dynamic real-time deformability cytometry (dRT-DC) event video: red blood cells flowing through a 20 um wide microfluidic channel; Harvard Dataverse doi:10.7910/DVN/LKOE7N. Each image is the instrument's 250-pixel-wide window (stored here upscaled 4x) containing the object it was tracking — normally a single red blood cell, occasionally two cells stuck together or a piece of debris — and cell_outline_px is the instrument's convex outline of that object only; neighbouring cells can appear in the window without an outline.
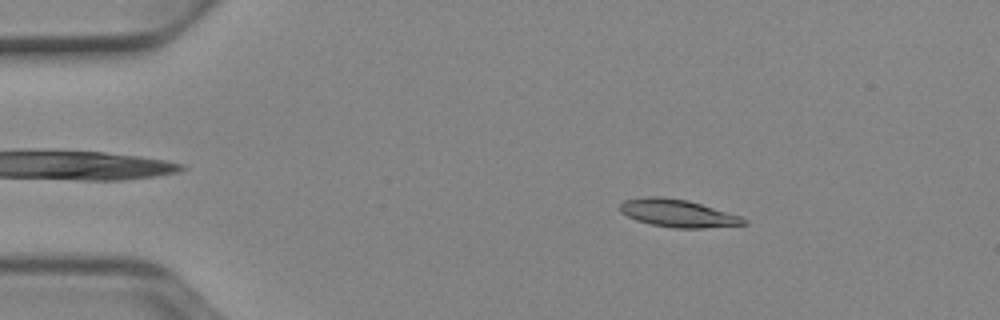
{"species": "Egyptian fruit bat (a non-hibernating species)", "species_latin": "Rousettus aegyptiacus", "temperature_condition": "cold", "stored_images_in_passage": 51, "camera_frame_rate_fps": 3000, "um_per_image_px": 0.085, "animal": {"sex": "female"}, "frame": {"image": 1, "passage_image": 8, "time_ms": 2.333, "image_size_px": [1000, 320], "cell_outline_px": [[748, 224], [704, 228], [676, 228], [652, 224], [636, 220], [620, 212], [620, 204], [624, 200], [644, 196], [660, 196], [688, 200], [740, 216], [748, 220]], "centroid_in_image_um": [57.6, 18.12], "position_along_channel_um": 27.4, "area_um2": 19.88}}
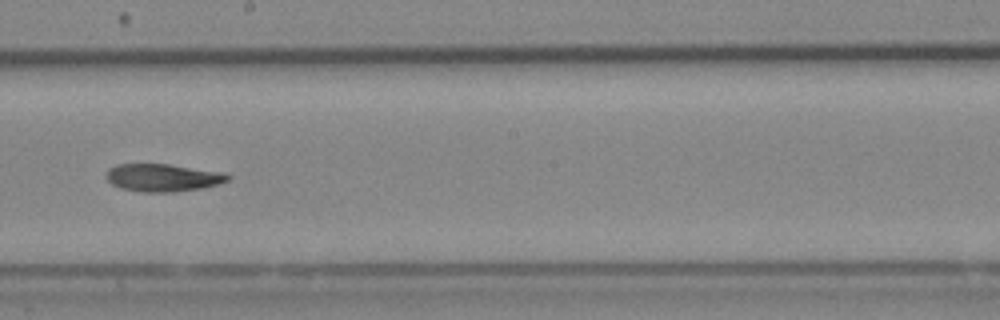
{"frame": {"image": 2, "passage_image": 29, "time_ms": 9.333, "image_size_px": [1000, 320], "cell_outline_px": [[232, 176], [228, 180], [220, 184], [200, 188], [176, 192], [140, 192], [120, 188], [112, 184], [104, 176], [108, 168], [116, 164], [168, 164], [224, 172]], "centroid_in_image_um": [13.83, 15.1], "position_along_channel_um": 234.4, "area_um2": 19.83}}
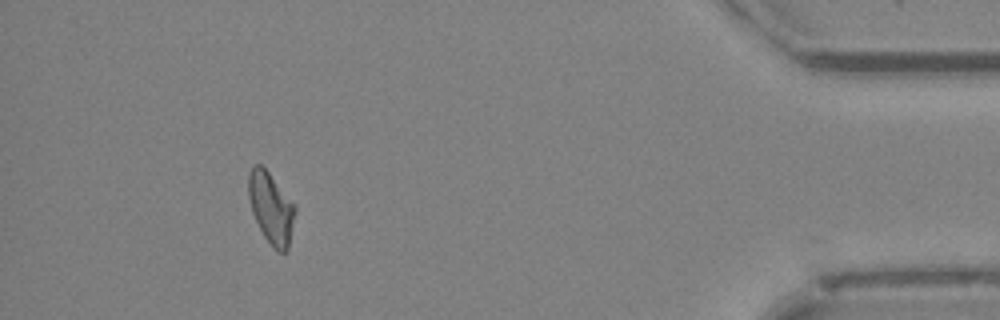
{"frame": {"image": 3, "passage_image": 47, "time_ms": 15.333, "image_size_px": [1000, 320], "cell_outline_px": [[296, 212], [288, 252], [276, 252], [264, 236], [252, 212], [248, 196], [248, 172], [252, 164], [260, 164], [268, 172], [296, 204]], "centroid_in_image_um": [23.06, 17.68], "position_along_channel_um": 412.1, "area_um2": 19.65}, "authors_computed_cell_mechanics": {"area_um2": 19.7676, "velocity_mm_per_s": 3.9165, "shape_relaxation_time_tau1_ms": 6.1176, "shape_relaxation_time_tau2_ms": null, "deformation_change_tau1": 0.1673, "deformation_change_tau2": null}}